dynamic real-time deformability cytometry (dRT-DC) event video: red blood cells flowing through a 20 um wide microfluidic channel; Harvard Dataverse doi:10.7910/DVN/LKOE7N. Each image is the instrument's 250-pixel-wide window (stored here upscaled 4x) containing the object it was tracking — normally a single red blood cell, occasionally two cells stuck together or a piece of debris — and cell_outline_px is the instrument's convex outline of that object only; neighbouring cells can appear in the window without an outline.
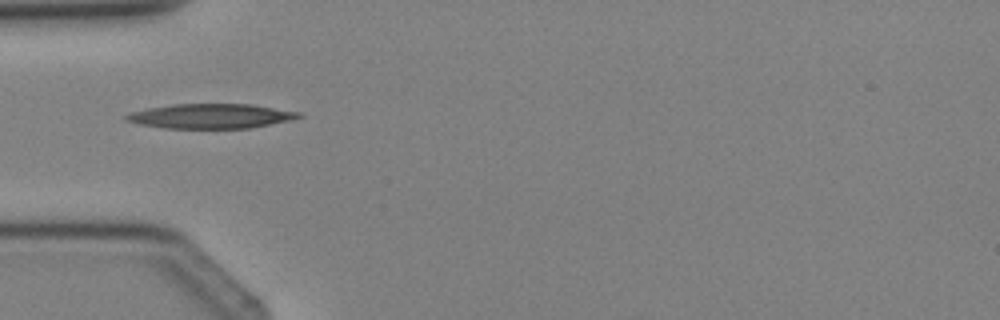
{"species": "Egyptian fruit bat (a non-hibernating species)", "species_latin": "Rousettus aegyptiacus", "temperature_condition": "cold", "stored_images_in_passage": 1, "camera_frame_rate_fps": 3000, "um_per_image_px": 0.085, "animal": {"sex": "female"}, "frame": {"image": 1, "passage_image": 1, "time_ms": 0.0, "image_size_px": [1000, 320], "cell_outline_px": [[304, 116], [288, 120], [252, 128], [164, 128], [140, 124], [124, 120], [124, 116], [132, 112], [148, 108], [172, 104], [252, 104], [300, 112]], "centroid_in_image_um": [17.91, 9.86], "position_along_channel_um": 67.1, "area_um2": 24.68}}